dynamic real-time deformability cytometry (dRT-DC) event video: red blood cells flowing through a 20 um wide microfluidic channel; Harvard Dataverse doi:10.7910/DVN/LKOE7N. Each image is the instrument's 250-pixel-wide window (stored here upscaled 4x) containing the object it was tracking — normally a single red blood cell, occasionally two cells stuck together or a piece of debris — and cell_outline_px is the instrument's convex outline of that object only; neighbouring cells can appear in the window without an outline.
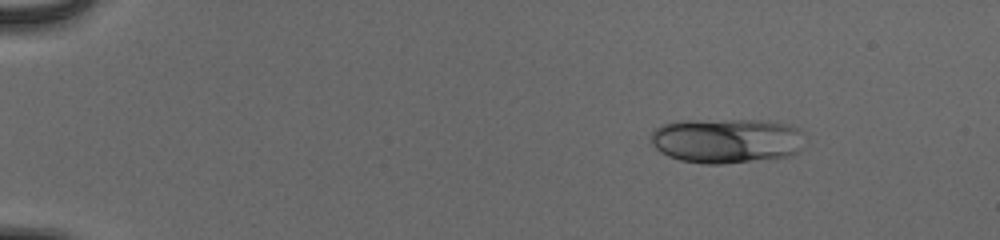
{"species": "human", "species_latin": "Homo sapiens", "temperature_condition": "cold", "stored_images_in_passage": 46, "camera_frame_rate_fps": 3000, "um_per_image_px": 0.085, "donor": {"sex": "male"}, "frame": {"image": 1, "passage_image": 1, "time_ms": 0.0, "image_size_px": [1000, 240], "cell_outline_px": [[804, 132], [800, 152], [792, 156], [724, 164], [704, 164], [680, 160], [668, 156], [660, 152], [652, 144], [652, 132], [656, 128], [664, 124], [684, 120], [764, 120], [788, 124], [800, 128]], "centroid_in_image_um": [61.81, 11.96], "position_along_channel_um": 23.2, "area_um2": 40.69}}
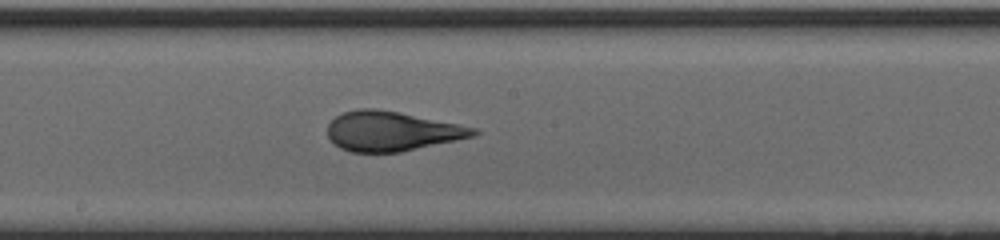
{"frame": {"image": 2, "passage_image": 24, "time_ms": 7.667, "image_size_px": [1000, 240], "cell_outline_px": [[480, 132], [476, 136], [400, 152], [352, 152], [340, 148], [328, 136], [328, 124], [336, 116], [344, 112], [360, 108], [376, 108], [400, 112], [476, 128]], "centroid_in_image_um": [33.3, 11.15], "position_along_channel_um": 214.9, "area_um2": 33.52}}
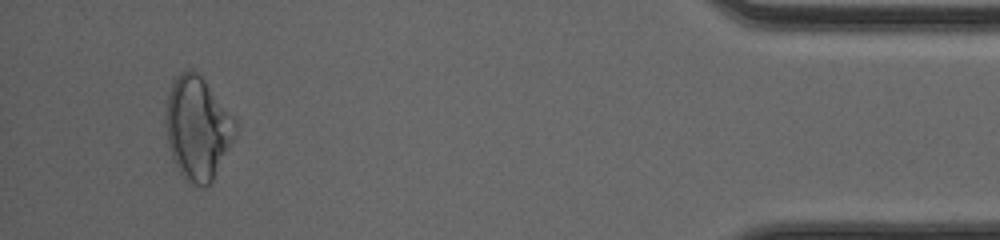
{"frame": {"image": 3, "passage_image": 44, "time_ms": 14.333, "image_size_px": [1000, 240], "cell_outline_px": [[236, 136], [212, 180], [204, 188], [192, 184], [180, 172], [172, 160], [168, 144], [164, 124], [164, 112], [168, 96], [172, 84], [176, 76], [180, 72], [188, 68], [196, 72], [204, 80], [236, 120]], "centroid_in_image_um": [16.77, 10.89], "position_along_channel_um": 418.4, "area_um2": 41.79}, "authors_computed_cell_mechanics": {"area_um2": 36.0672, "velocity_mm_per_s": 3.9161, "shape_relaxation_time_tau1_ms": null, "shape_relaxation_time_tau2_ms": 0.7674, "deformation_change_tau1": null, "deformation_change_tau2": 0.076}}